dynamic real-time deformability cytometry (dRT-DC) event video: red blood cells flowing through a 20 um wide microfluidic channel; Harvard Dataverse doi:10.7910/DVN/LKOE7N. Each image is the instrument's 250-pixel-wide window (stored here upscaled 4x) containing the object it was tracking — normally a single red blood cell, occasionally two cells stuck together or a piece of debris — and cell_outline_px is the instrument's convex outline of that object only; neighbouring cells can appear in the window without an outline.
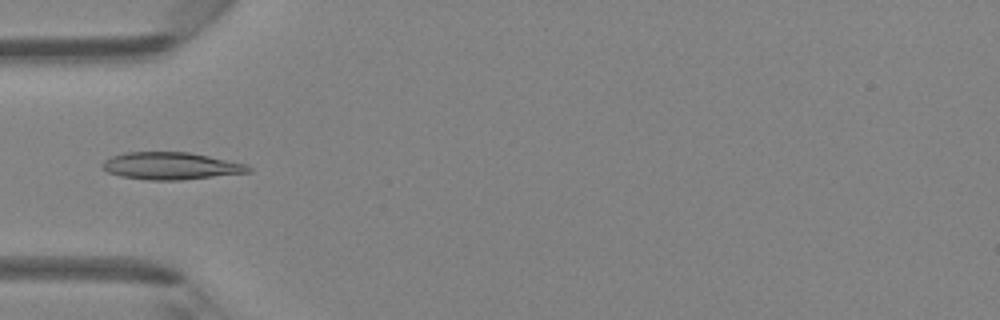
{"species": "Egyptian fruit bat (a non-hibernating species)", "species_latin": "Rousettus aegyptiacus", "temperature_condition": "room temperature", "stored_images_in_passage": 47, "camera_frame_rate_fps": 3000, "um_per_image_px": 0.085, "animal": {"sex": "female"}, "frame": {"image": 1, "passage_image": 15, "time_ms": 4.667, "image_size_px": [1000, 320], "cell_outline_px": [[252, 172], [180, 180], [148, 180], [120, 176], [108, 172], [100, 168], [100, 164], [104, 160], [112, 156], [124, 152], [188, 152], [248, 164], [252, 168]], "centroid_in_image_um": [14.51, 14.1], "position_along_channel_um": 70.5, "area_um2": 23.35}}
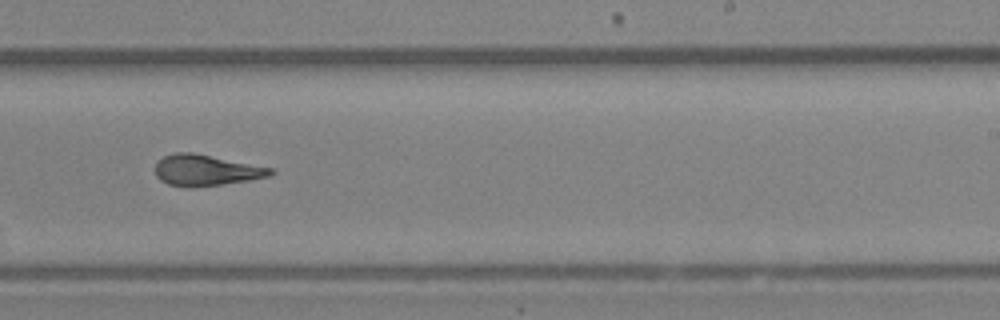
{"frame": {"image": 2, "passage_image": 29, "time_ms": 9.333, "image_size_px": [1000, 320], "cell_outline_px": [[276, 172], [272, 176], [224, 184], [188, 188], [168, 184], [160, 180], [156, 176], [156, 164], [164, 156], [176, 152], [192, 152], [272, 168]], "centroid_in_image_um": [17.52, 14.48], "position_along_channel_um": 271.5, "area_um2": 20.81}}
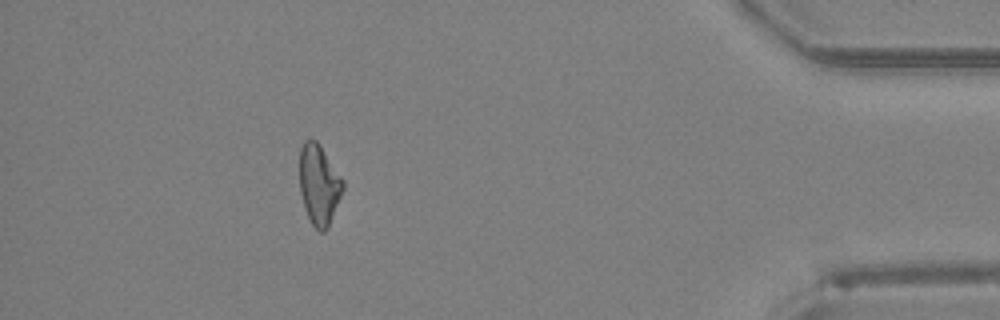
{"frame": {"image": 3, "passage_image": 42, "time_ms": 13.667, "image_size_px": [1000, 320], "cell_outline_px": [[344, 188], [328, 228], [324, 232], [320, 232], [312, 224], [304, 208], [300, 192], [300, 148], [304, 140], [316, 140], [320, 144], [344, 180]], "centroid_in_image_um": [27.12, 15.69], "position_along_channel_um": 408.1, "area_um2": 20.35}, "authors_computed_cell_mechanics": {"area_um2": 21.3282, "velocity_mm_per_s": 4.3238, "shape_relaxation_time_tau1_ms": 4.7441, "shape_relaxation_time_tau2_ms": 1.9173, "deformation_change_tau1": 0.1563, "deformation_change_tau2": 0.078}}